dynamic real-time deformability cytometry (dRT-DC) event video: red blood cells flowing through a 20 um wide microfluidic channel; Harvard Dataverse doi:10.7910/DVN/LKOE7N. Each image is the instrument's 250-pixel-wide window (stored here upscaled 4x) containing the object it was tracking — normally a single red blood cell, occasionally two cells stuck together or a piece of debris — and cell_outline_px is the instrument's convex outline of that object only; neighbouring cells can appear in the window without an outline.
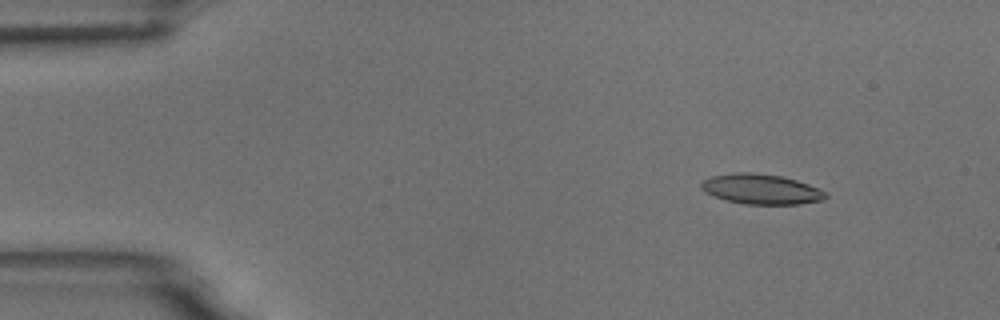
{"species": "common noctule bat (a hibernating species)", "species_latin": "Nyctalus noctula", "temperature_condition": "room temperature", "stored_images_in_passage": 9, "camera_frame_rate_fps": 3000, "um_per_image_px": 0.085, "animal": {"sex": "male", "body_mass_g": 18.8}, "frame": {"image": 1, "passage_image": 3, "time_ms": 2.0, "image_size_px": [1000, 320], "cell_outline_px": [[828, 196], [824, 200], [800, 204], [744, 204], [724, 200], [704, 192], [700, 188], [700, 184], [704, 180], [712, 176], [736, 172], [752, 172], [780, 176], [796, 180], [808, 184], [828, 192]], "centroid_in_image_um": [64.7, 16.08], "position_along_channel_um": 20.3, "area_um2": 21.96}}
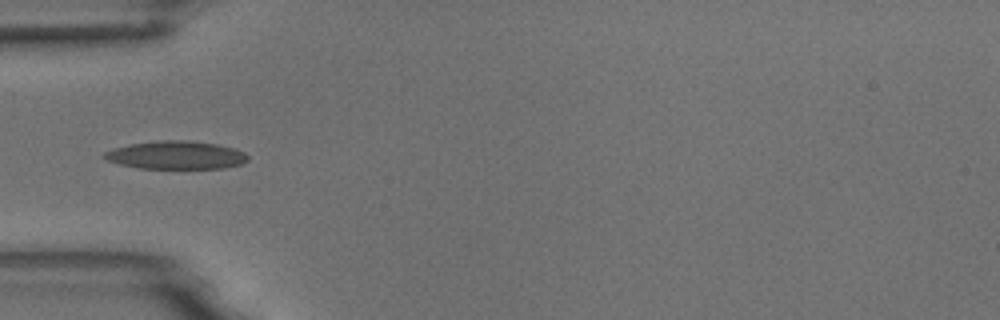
{"frame": {"image": 2, "passage_image": 6, "time_ms": 5.667, "image_size_px": [1000, 320], "cell_outline_px": [[248, 160], [240, 164], [224, 168], [140, 168], [120, 164], [108, 160], [100, 156], [104, 152], [112, 148], [128, 144], [160, 140], [188, 140], [216, 144], [236, 148], [244, 152], [248, 156]], "centroid_in_image_um": [14.94, 13.17], "position_along_channel_um": 70.1, "area_um2": 23.58}}